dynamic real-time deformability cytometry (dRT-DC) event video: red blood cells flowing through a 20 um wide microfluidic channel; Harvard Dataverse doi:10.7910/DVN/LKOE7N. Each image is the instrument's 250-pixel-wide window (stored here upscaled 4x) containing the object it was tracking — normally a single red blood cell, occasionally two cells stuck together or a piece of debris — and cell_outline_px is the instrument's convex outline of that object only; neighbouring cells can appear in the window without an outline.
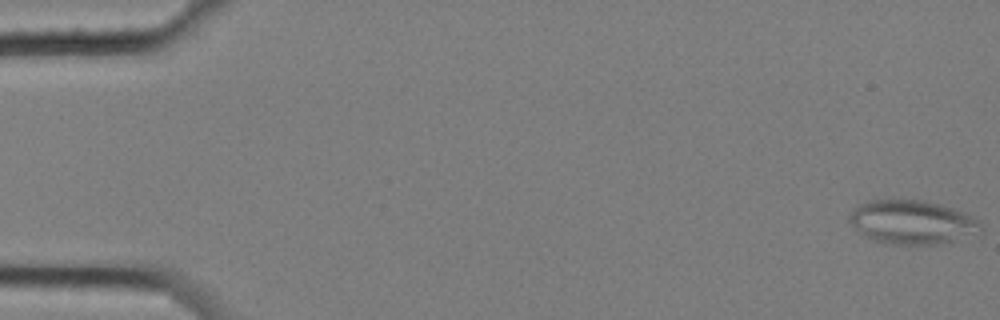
{"species": "common noctule bat (a hibernating species)", "species_latin": "Nyctalus noctula", "temperature_condition": "cold", "stored_images_in_passage": 4, "camera_frame_rate_fps": 3000, "um_per_image_px": 0.085, "animal": {"sex": "female", "body_mass_g": 25.1}, "frame": {"image": 1, "passage_image": 1, "time_ms": 0.0, "image_size_px": [1000, 320], "cell_outline_px": [[980, 232], [940, 244], [892, 244], [872, 240], [860, 232], [848, 220], [848, 216], [860, 204], [872, 200], [924, 200], [952, 208], [964, 212], [980, 220]], "centroid_in_image_um": [77.53, 18.88], "position_along_channel_um": 7.5, "area_um2": 33.12}}
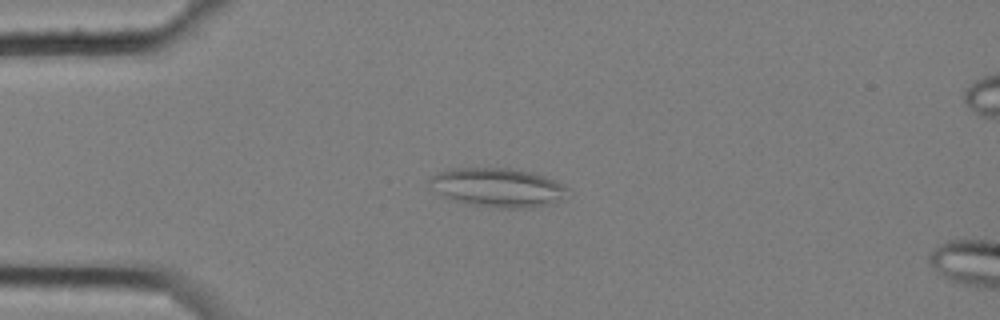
{"frame": {"image": 2, "passage_image": 2, "time_ms": 0.333, "image_size_px": [1000, 320], "cell_outline_px": [[568, 188], [564, 200], [552, 204], [532, 208], [496, 208], [468, 204], [448, 200], [428, 184], [428, 180], [432, 176], [448, 168], [508, 168], [532, 172], [556, 180], [564, 184]], "centroid_in_image_um": [42.33, 15.95], "position_along_channel_um": 42.7, "area_um2": 31.85}}